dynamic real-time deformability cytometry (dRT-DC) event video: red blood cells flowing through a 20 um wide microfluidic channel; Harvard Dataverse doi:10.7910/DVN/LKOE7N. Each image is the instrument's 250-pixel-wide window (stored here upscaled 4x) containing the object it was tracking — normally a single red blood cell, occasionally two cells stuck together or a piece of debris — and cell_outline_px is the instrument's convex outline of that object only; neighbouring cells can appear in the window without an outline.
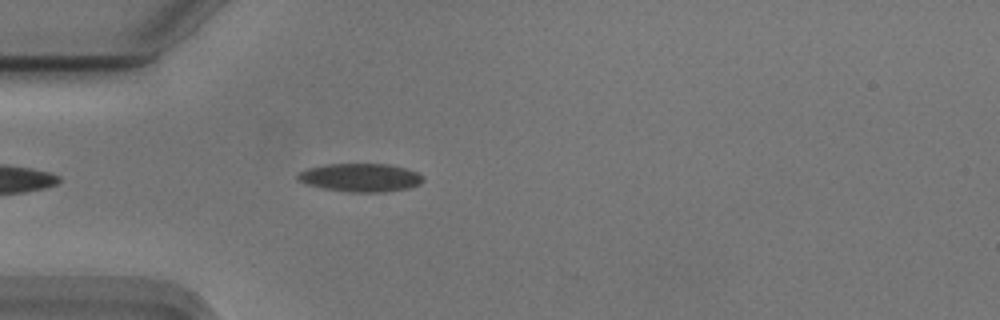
{"species": "Egyptian fruit bat (a non-hibernating species)", "species_latin": "Rousettus aegyptiacus", "temperature_condition": "cold", "stored_images_in_passage": 27, "camera_frame_rate_fps": 3000, "um_per_image_px": 0.085, "animal": {"sex": "male"}, "frame": {"image": 1, "passage_image": 4, "time_ms": 1.0, "image_size_px": [1000, 320], "cell_outline_px": [[424, 180], [420, 184], [408, 188], [388, 192], [348, 192], [324, 188], [308, 184], [296, 180], [296, 176], [300, 172], [308, 168], [328, 164], [388, 164], [404, 168], [416, 172], [424, 176]], "centroid_in_image_um": [30.66, 15.1], "position_along_channel_um": 54.3, "area_um2": 20.63}}
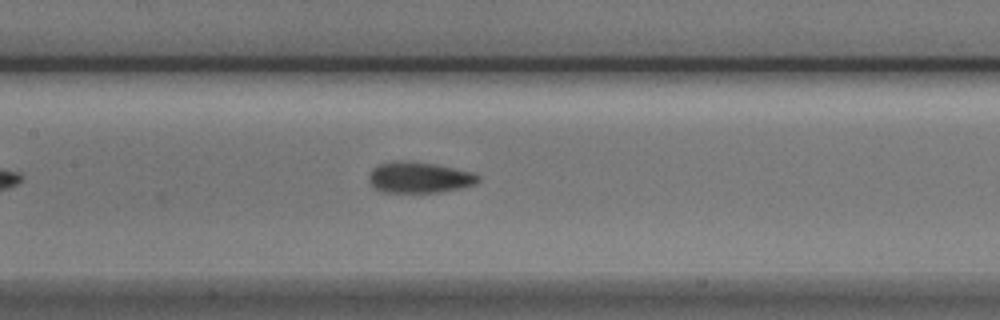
{"frame": {"image": 2, "passage_image": 14, "time_ms": 4.333, "image_size_px": [1000, 320], "cell_outline_px": [[480, 180], [476, 184], [460, 188], [440, 192], [380, 192], [368, 180], [368, 176], [372, 168], [380, 164], [396, 160], [404, 160], [436, 164], [472, 172], [480, 176]], "centroid_in_image_um": [35.63, 15.08], "position_along_channel_um": 171.8, "area_um2": 19.83}}
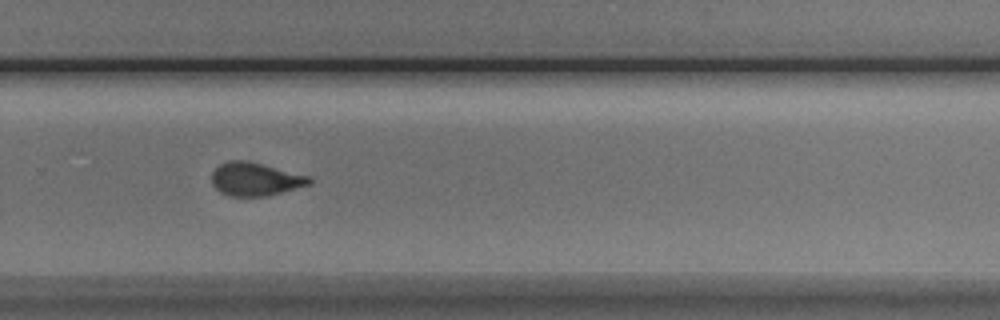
{"frame": {"image": 3, "passage_image": 25, "time_ms": 8.0, "image_size_px": [1000, 320], "cell_outline_px": [[312, 184], [264, 196], [228, 196], [220, 192], [212, 184], [212, 172], [220, 164], [228, 160], [248, 160], [308, 176], [312, 180]], "centroid_in_image_um": [21.67, 15.22], "position_along_channel_um": 308.1, "area_um2": 18.79}}